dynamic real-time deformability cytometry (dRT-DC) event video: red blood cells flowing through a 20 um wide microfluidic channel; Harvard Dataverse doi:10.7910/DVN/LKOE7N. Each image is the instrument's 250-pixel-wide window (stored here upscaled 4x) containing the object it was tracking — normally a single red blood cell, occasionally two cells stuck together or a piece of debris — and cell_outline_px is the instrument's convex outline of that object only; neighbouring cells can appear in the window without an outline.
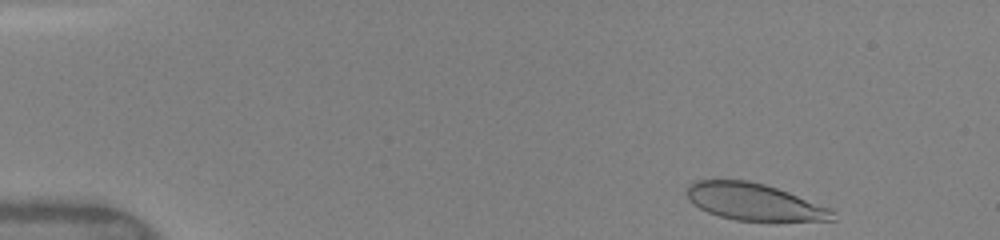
{"species": "human", "species_latin": "Homo sapiens", "temperature_condition": "warm", "stored_images_in_passage": 39, "camera_frame_rate_fps": 3000, "um_per_image_px": 0.085, "donor": {"sex": "female"}, "frame": {"image": 1, "passage_image": 1, "time_ms": 0.0, "image_size_px": [1000, 240], "cell_outline_px": [[836, 220], [736, 220], [720, 216], [708, 212], [700, 208], [688, 200], [688, 184], [696, 180], [748, 180], [764, 184], [788, 192], [832, 208], [836, 212]], "centroid_in_image_um": [64.12, 17.15], "position_along_channel_um": 20.9, "area_um2": 31.1}}
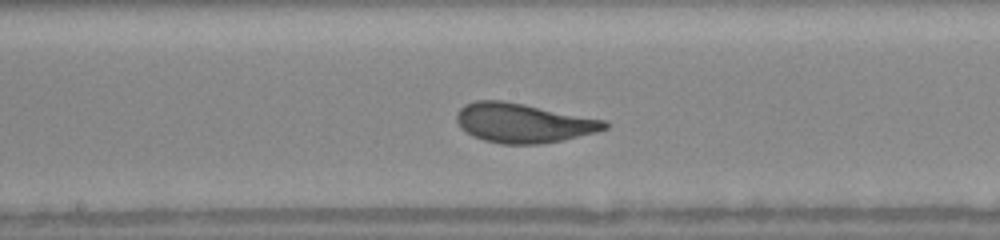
{"frame": {"image": 2, "passage_image": 22, "time_ms": 7.0, "image_size_px": [1000, 240], "cell_outline_px": [[608, 128], [596, 132], [564, 140], [540, 144], [504, 144], [484, 140], [472, 136], [456, 120], [456, 116], [460, 108], [464, 104], [476, 100], [500, 100], [604, 120], [608, 124]], "centroid_in_image_um": [44.46, 10.46], "position_along_channel_um": 203.7, "area_um2": 33.41}}
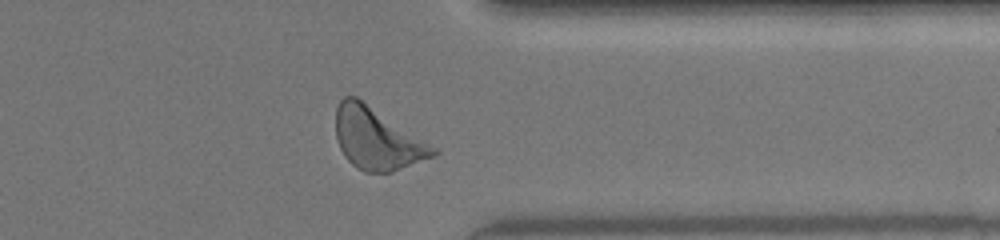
{"frame": {"image": 3, "passage_image": 35, "time_ms": 11.333, "image_size_px": [1000, 240], "cell_outline_px": [[440, 152], [436, 156], [392, 172], [364, 172], [356, 168], [344, 156], [336, 140], [336, 108], [340, 100], [344, 96], [356, 96], [436, 148]], "centroid_in_image_um": [32.03, 11.81], "position_along_channel_um": 379.4, "area_um2": 34.8}, "authors_computed_cell_mechanics": {"area_um2": 33.1772, "velocity_mm_per_s": 4.1157, "shape_relaxation_time_tau1_ms": 2.2801, "shape_relaxation_time_tau2_ms": null, "deformation_change_tau1": 0.1447, "deformation_change_tau2": null}}